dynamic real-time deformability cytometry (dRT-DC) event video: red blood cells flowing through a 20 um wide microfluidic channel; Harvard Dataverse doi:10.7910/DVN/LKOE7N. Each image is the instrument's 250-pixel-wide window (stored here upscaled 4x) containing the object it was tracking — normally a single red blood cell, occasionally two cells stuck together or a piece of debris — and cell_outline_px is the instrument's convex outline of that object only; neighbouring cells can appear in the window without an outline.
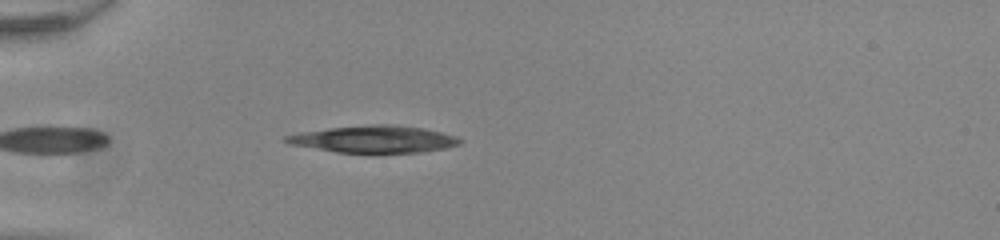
{"species": "common noctule bat (a hibernating species)", "species_latin": "Nyctalus noctula", "temperature_condition": "room temperature", "stored_images_in_passage": 8, "camera_frame_rate_fps": 3000, "um_per_image_px": 0.085, "animal": {"sex": "male", "body_mass_g": 20.0, "forearm_length_mm": 53.3}, "frame": {"image": 1, "passage_image": 3, "time_ms": 0.667, "image_size_px": [1000, 240], "cell_outline_px": [[464, 140], [460, 144], [444, 148], [416, 152], [336, 152], [288, 144], [284, 140], [284, 136], [300, 132], [332, 128], [372, 124], [392, 124], [420, 128], [440, 132], [456, 136]], "centroid_in_image_um": [31.77, 11.82], "position_along_channel_um": 53.2, "area_um2": 26.99}}
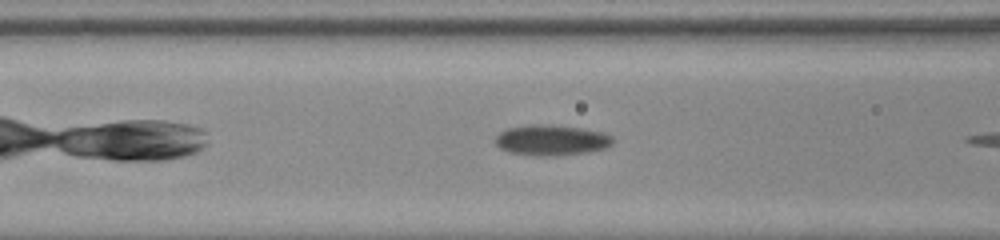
{"frame": {"image": 2, "passage_image": 6, "time_ms": 1.667, "image_size_px": [1000, 240], "cell_outline_px": [[612, 144], [604, 148], [588, 152], [556, 156], [536, 156], [508, 152], [500, 148], [496, 144], [496, 136], [500, 132], [508, 128], [532, 124], [540, 124], [580, 128], [600, 132], [612, 136]], "centroid_in_image_um": [46.84, 11.93], "position_along_channel_um": 119.8, "area_um2": 20.75}}